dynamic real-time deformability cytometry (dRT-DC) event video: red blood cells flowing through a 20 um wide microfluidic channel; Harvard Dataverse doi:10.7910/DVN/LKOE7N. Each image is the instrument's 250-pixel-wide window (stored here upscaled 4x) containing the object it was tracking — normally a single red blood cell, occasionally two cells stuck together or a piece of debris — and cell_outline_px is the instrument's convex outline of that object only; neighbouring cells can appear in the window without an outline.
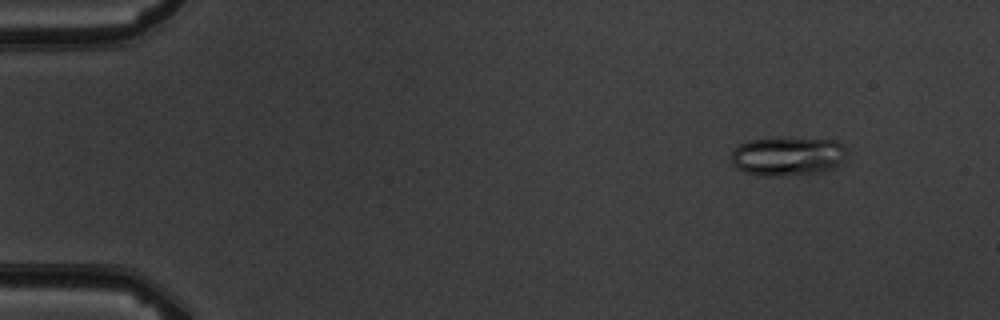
{"species": "common noctule bat (a hibernating species)", "species_latin": "Nyctalus noctula", "temperature_condition": "warm", "stored_images_in_passage": 6, "camera_frame_rate_fps": 3000, "um_per_image_px": 0.085, "animal": {"sex": "male", "body_mass_g": 19.5, "forearm_length_mm": 54.6}, "frame": {"image": 1, "passage_image": 2, "time_ms": 1.0, "image_size_px": [1000, 320], "cell_outline_px": [[848, 152], [844, 160], [840, 164], [832, 168], [820, 172], [784, 176], [760, 176], [744, 172], [736, 168], [732, 160], [732, 152], [740, 144], [748, 140], [776, 136], [836, 140]], "centroid_in_image_um": [66.95, 13.26], "position_along_channel_um": 18.1, "area_um2": 26.82}}